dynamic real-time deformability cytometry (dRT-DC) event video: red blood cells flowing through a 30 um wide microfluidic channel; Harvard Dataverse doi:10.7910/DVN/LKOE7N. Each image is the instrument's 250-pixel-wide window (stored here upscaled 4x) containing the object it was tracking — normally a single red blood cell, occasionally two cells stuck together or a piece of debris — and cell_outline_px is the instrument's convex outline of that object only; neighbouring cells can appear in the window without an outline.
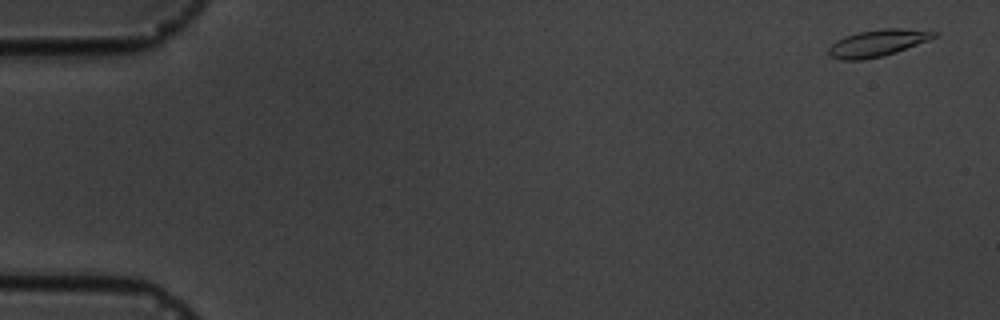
{"species": "common noctule bat (a hibernating species)", "species_latin": "Nyctalus noctula", "temperature_condition": "cold", "stored_images_in_passage": 5, "camera_frame_rate_fps": 3000, "um_per_image_px": 0.085, "animal": {"sex": "male", "body_mass_g": 19.5, "forearm_length_mm": 54.6}, "frame": {"image": 1, "passage_image": 1, "time_ms": 0.0, "image_size_px": [1000, 320], "cell_outline_px": [[936, 36], [928, 40], [896, 52], [884, 56], [864, 60], [844, 60], [828, 56], [828, 48], [836, 40], [844, 36], [860, 32], [884, 28], [900, 28], [936, 32]], "centroid_in_image_um": [74.53, 3.67], "position_along_channel_um": 10.5, "area_um2": 16.36}}
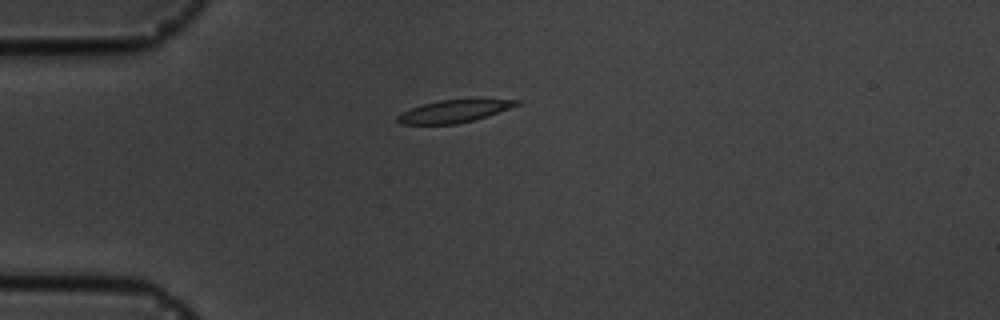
{"frame": {"image": 2, "passage_image": 4, "time_ms": 4.333, "image_size_px": [1000, 320], "cell_outline_px": [[520, 104], [472, 120], [456, 124], [400, 124], [396, 120], [396, 116], [412, 108], [424, 104], [440, 100], [520, 100]], "centroid_in_image_um": [38.5, 9.47], "position_along_channel_um": 46.5, "area_um2": 14.91}}